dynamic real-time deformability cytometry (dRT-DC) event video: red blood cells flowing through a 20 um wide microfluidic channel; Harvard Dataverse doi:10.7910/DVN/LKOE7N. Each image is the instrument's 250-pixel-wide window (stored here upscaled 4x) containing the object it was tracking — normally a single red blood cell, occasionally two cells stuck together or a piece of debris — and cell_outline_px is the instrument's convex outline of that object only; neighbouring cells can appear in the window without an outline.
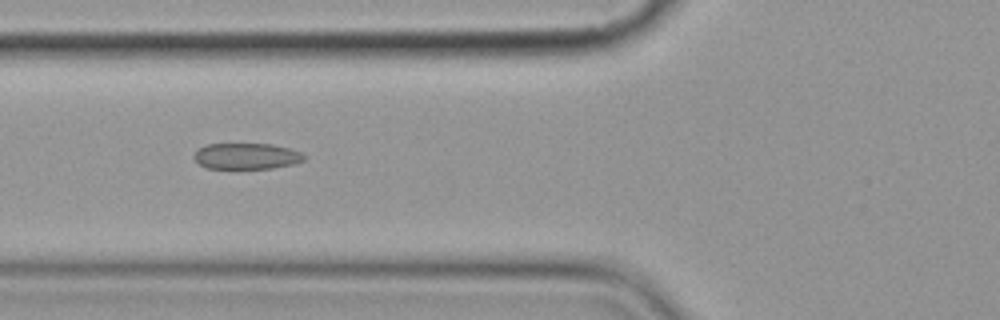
{"species": "common noctule bat (a hibernating species)", "species_latin": "Nyctalus noctula", "temperature_condition": "cold", "stored_images_in_passage": 9, "camera_frame_rate_fps": 3000, "um_per_image_px": 0.085, "animal": {"sex": "female", "body_mass_g": 19.9}, "frame": {"image": 1, "passage_image": 6, "time_ms": 5.667, "image_size_px": [1000, 320], "cell_outline_px": [[304, 160], [292, 164], [272, 168], [208, 168], [200, 164], [192, 156], [204, 144], [272, 144], [288, 148], [300, 152], [304, 156]], "centroid_in_image_um": [20.93, 13.26], "position_along_channel_um": 104.9, "area_um2": 16.47}}
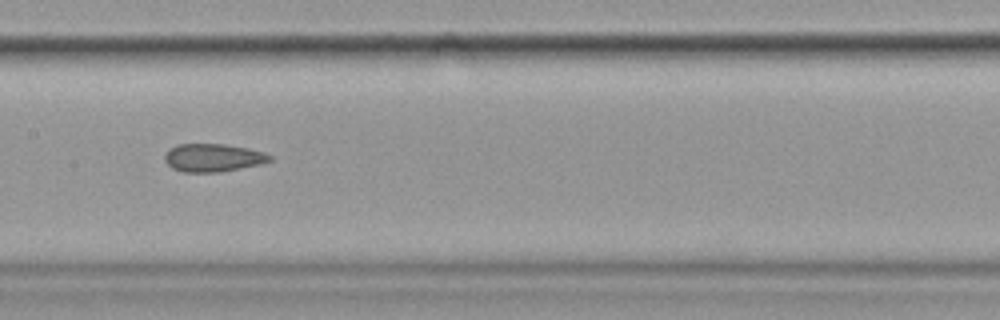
{"frame": {"image": 2, "passage_image": 8, "time_ms": 8.0, "image_size_px": [1000, 320], "cell_outline_px": [[272, 160], [260, 164], [220, 172], [184, 172], [172, 168], [164, 160], [164, 156], [176, 144], [224, 144], [248, 148], [264, 152], [272, 156]], "centroid_in_image_um": [18.12, 13.4], "position_along_channel_um": 189.3, "area_um2": 17.05}}
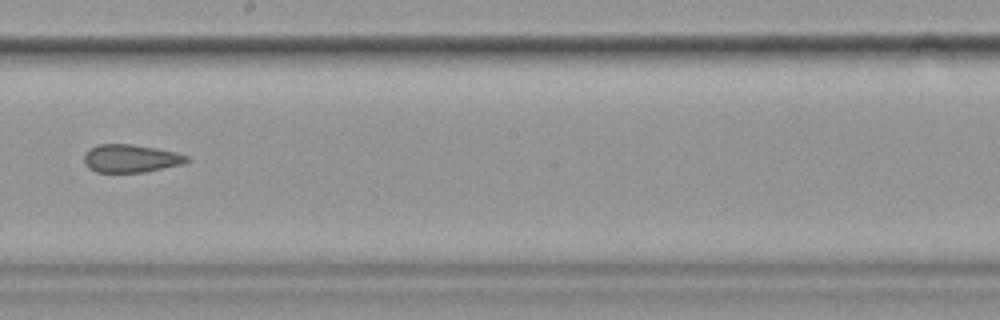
{"frame": {"image": 3, "passage_image": 9, "time_ms": 9.333, "image_size_px": [1000, 320], "cell_outline_px": [[192, 160], [184, 164], [144, 172], [96, 172], [88, 168], [84, 164], [84, 152], [88, 148], [100, 144], [132, 144], [156, 148], [188, 156]], "centroid_in_image_um": [11.09, 13.47], "position_along_channel_um": 237.1, "area_um2": 16.88}}